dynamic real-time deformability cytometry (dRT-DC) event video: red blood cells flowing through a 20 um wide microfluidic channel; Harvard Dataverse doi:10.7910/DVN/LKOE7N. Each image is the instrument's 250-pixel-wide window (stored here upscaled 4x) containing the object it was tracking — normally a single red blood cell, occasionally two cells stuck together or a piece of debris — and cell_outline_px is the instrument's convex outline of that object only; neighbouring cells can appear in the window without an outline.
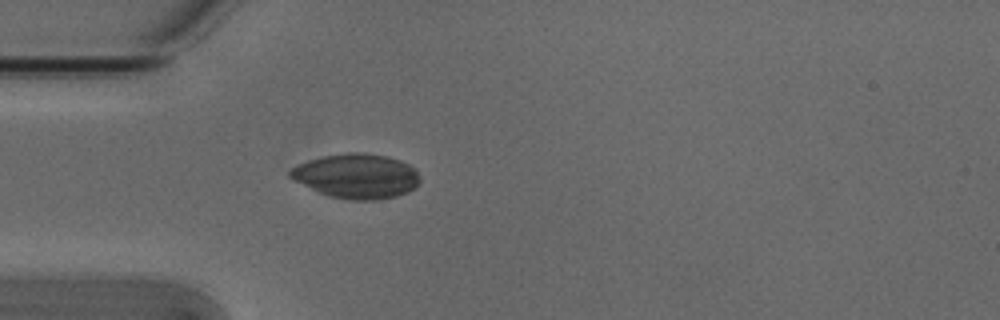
{"species": "Egyptian fruit bat (a non-hibernating species)", "species_latin": "Rousettus aegyptiacus", "temperature_condition": "cold", "stored_images_in_passage": 22, "camera_frame_rate_fps": 3000, "um_per_image_px": 0.085, "animal": {"sex": "male"}, "frame": {"image": 1, "passage_image": 1, "time_ms": 0.0, "image_size_px": [1000, 320], "cell_outline_px": [[420, 180], [408, 192], [396, 196], [376, 200], [348, 200], [328, 196], [292, 180], [288, 176], [288, 172], [292, 168], [308, 160], [324, 156], [348, 152], [364, 152], [384, 156], [400, 160], [408, 164], [420, 176]], "centroid_in_image_um": [30.28, 14.97], "position_along_channel_um": 54.7, "area_um2": 33.64}}
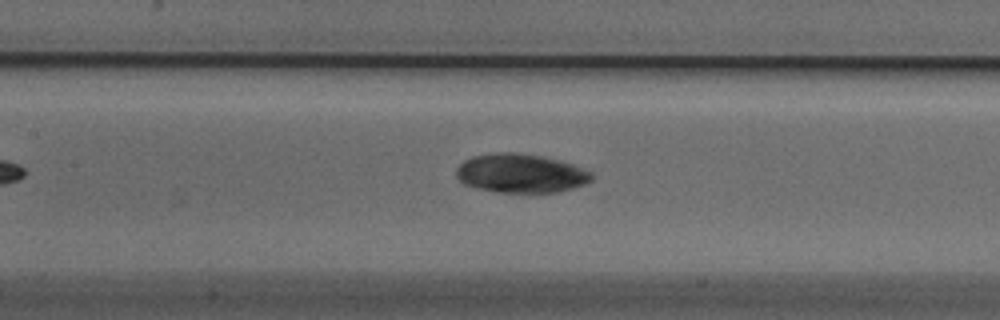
{"frame": {"image": 2, "passage_image": 10, "time_ms": 3.0, "image_size_px": [1000, 320], "cell_outline_px": [[592, 180], [584, 184], [572, 188], [556, 192], [500, 192], [476, 188], [464, 184], [456, 176], [456, 168], [464, 160], [472, 156], [500, 152], [516, 152], [540, 156], [572, 164], [592, 172]], "centroid_in_image_um": [44.23, 14.73], "position_along_channel_um": 163.2, "area_um2": 30.46}}
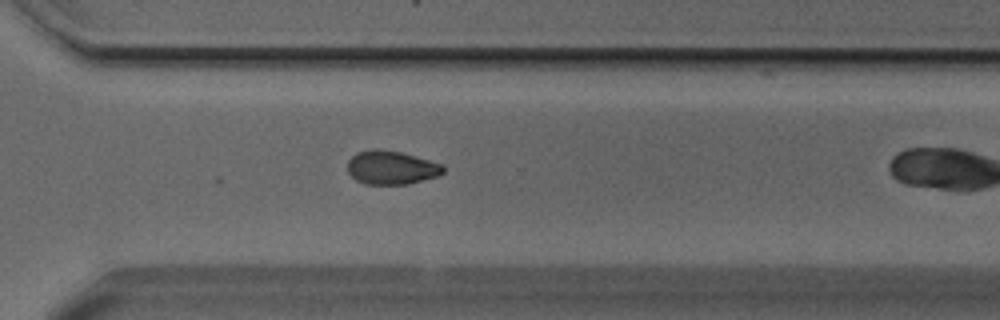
{"frame": {"image": 3, "passage_image": 20, "time_ms": 6.333, "image_size_px": [1000, 320], "cell_outline_px": [[444, 172], [440, 176], [408, 184], [364, 184], [356, 180], [348, 172], [348, 160], [356, 152], [372, 148], [376, 148], [400, 152], [444, 164]], "centroid_in_image_um": [33.28, 14.24], "position_along_channel_um": 337.3, "area_um2": 18.96}}